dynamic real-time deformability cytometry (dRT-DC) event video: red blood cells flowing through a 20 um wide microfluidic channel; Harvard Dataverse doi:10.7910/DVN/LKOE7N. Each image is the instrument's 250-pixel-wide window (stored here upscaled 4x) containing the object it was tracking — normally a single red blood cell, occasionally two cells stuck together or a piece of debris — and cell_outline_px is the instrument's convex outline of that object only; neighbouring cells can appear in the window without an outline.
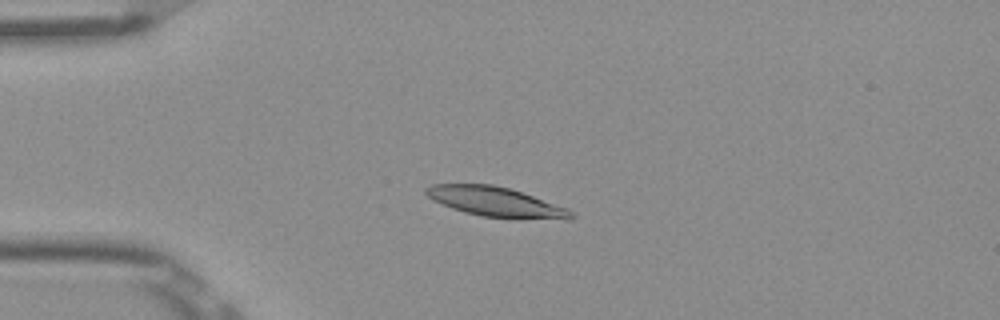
{"species": "Egyptian fruit bat (a non-hibernating species)", "species_latin": "Rousettus aegyptiacus", "temperature_condition": "room temperature", "stored_images_in_passage": 52, "camera_frame_rate_fps": 3000, "um_per_image_px": 0.085, "frame": {"image": 1, "passage_image": 13, "time_ms": 4.0, "image_size_px": [1000, 320], "cell_outline_px": [[576, 216], [572, 220], [568, 220], [480, 216], [464, 212], [452, 208], [432, 200], [424, 192], [424, 188], [432, 184], [492, 184], [508, 188], [568, 208]], "centroid_in_image_um": [42.14, 17.16], "position_along_channel_um": 42.9, "area_um2": 24.91}}
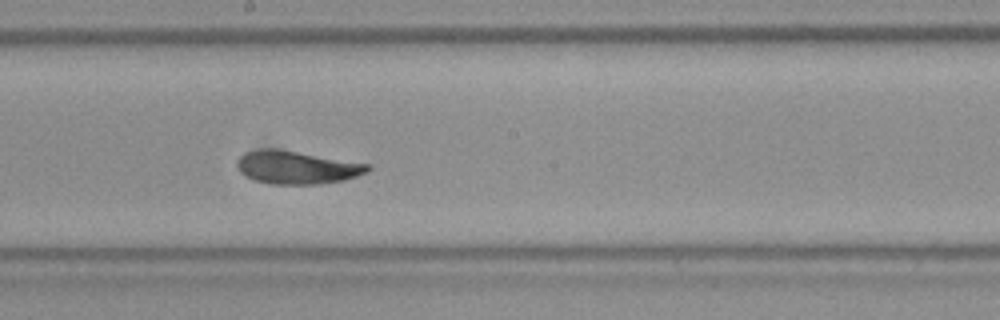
{"frame": {"image": 2, "passage_image": 29, "time_ms": 9.333, "image_size_px": [1000, 320], "cell_outline_px": [[372, 168], [368, 172], [344, 180], [320, 184], [272, 184], [256, 180], [244, 176], [240, 172], [236, 164], [236, 160], [244, 152], [260, 148], [276, 148], [372, 164]], "centroid_in_image_um": [25.23, 14.21], "position_along_channel_um": 223.0, "area_um2": 25.49}}
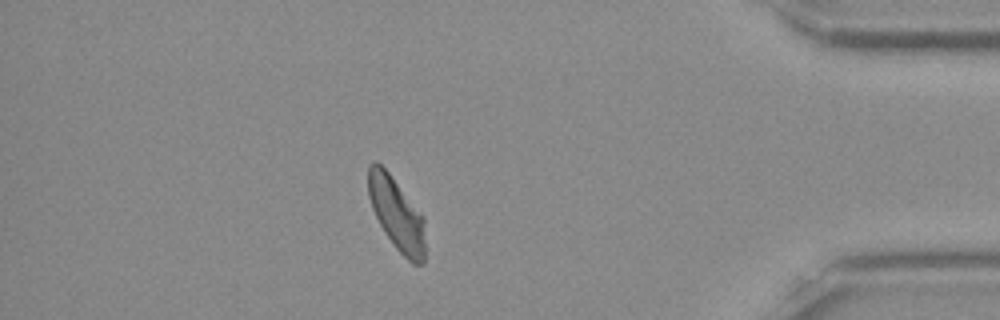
{"frame": {"image": 3, "passage_image": 46, "time_ms": 15.0, "image_size_px": [1000, 320], "cell_outline_px": [[424, 260], [420, 264], [412, 264], [396, 248], [384, 232], [372, 208], [368, 196], [368, 164], [372, 160], [376, 160], [388, 172], [424, 216]], "centroid_in_image_um": [33.69, 18.16], "position_along_channel_um": 401.5, "area_um2": 23.99}, "authors_computed_cell_mechanics": {"area_um2": 24.8251, "velocity_mm_per_s": 3.851, "shape_relaxation_time_tau1_ms": 2.562, "shape_relaxation_time_tau2_ms": 1.9824, "deformation_change_tau1": 0.1171, "deformation_change_tau2": 0.0528}}